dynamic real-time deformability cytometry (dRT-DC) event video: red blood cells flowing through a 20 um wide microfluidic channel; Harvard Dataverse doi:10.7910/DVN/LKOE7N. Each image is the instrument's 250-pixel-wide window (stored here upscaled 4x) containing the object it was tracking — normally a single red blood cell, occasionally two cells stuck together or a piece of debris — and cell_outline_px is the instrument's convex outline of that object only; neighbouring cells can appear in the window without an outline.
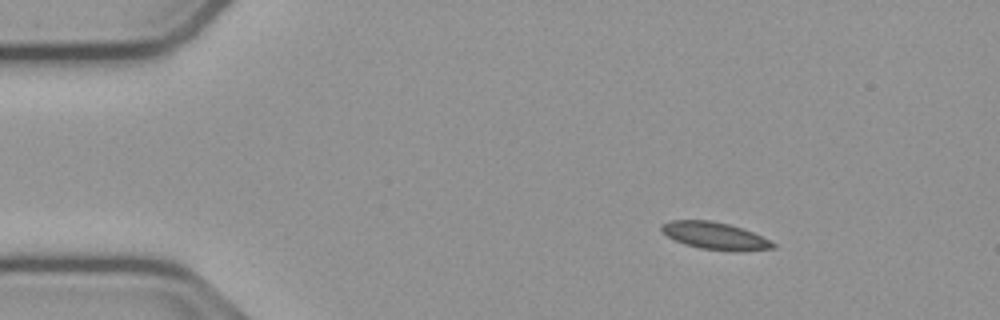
{"species": "common noctule bat (a hibernating species)", "species_latin": "Nyctalus noctula", "temperature_condition": "cold", "stored_images_in_passage": 48, "camera_frame_rate_fps": 3000, "um_per_image_px": 0.085, "animal": {"sex": "male", "body_mass_g": 23.1, "forearm_length_mm": 52.7}, "frame": {"image": 1, "passage_image": 1, "time_ms": 0.0, "image_size_px": [1000, 320], "cell_outline_px": [[776, 248], [736, 252], [732, 252], [700, 248], [684, 244], [668, 236], [660, 228], [660, 224], [672, 220], [708, 220], [728, 224], [752, 232], [776, 244]], "centroid_in_image_um": [60.77, 20.06], "position_along_channel_um": 24.2, "area_um2": 17.57}}
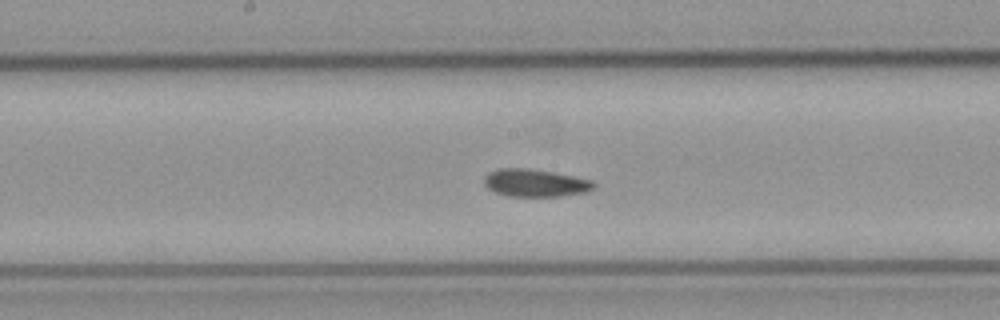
{"frame": {"image": 2, "passage_image": 21, "time_ms": 6.667, "image_size_px": [1000, 320], "cell_outline_px": [[596, 184], [592, 188], [584, 192], [560, 196], [508, 196], [496, 192], [488, 188], [484, 184], [484, 176], [488, 172], [500, 168], [528, 168], [552, 172], [592, 180]], "centroid_in_image_um": [45.45, 15.54], "position_along_channel_um": 202.8, "area_um2": 17.46}}
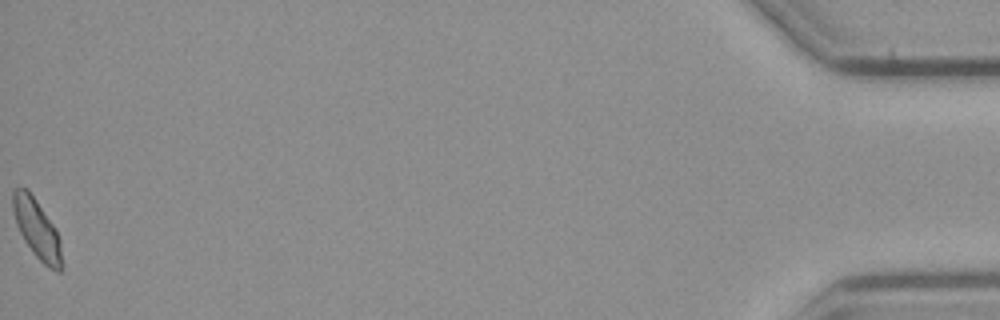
{"frame": {"image": 3, "passage_image": 48, "time_ms": 15.667, "image_size_px": [1000, 320], "cell_outline_px": [[60, 272], [56, 272], [48, 268], [36, 256], [24, 240], [16, 224], [12, 208], [12, 192], [20, 184], [28, 188], [52, 224], [60, 240]], "centroid_in_image_um": [3.08, 19.39], "position_along_channel_um": 432.1, "area_um2": 16.59}}